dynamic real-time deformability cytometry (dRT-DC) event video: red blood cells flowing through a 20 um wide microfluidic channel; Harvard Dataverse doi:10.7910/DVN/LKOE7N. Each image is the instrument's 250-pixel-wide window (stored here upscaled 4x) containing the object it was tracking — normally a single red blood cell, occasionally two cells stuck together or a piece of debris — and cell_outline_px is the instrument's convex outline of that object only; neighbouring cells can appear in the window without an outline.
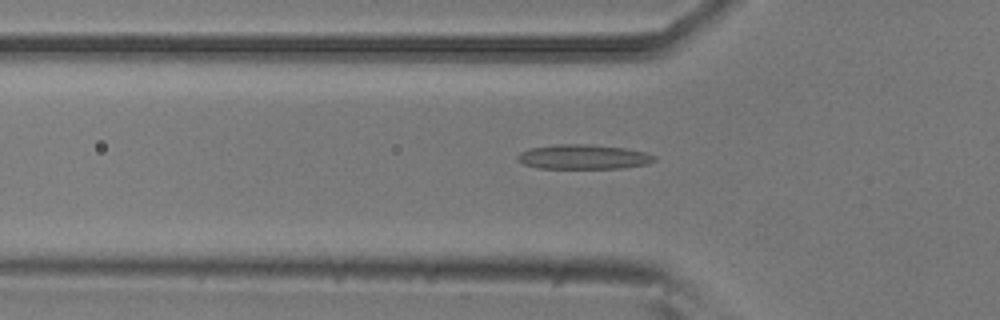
{"species": "common noctule bat (a hibernating species)", "species_latin": "Nyctalus noctula", "temperature_condition": "room temperature", "stored_images_in_passage": 43, "camera_frame_rate_fps": 3000, "um_per_image_px": 0.085, "animal": {"sex": "male", "body_mass_g": 20.5, "forearm_length_mm": 52.5}, "frame": {"image": 1, "passage_image": 7, "time_ms": 2.0, "image_size_px": [1000, 320], "cell_outline_px": [[656, 160], [648, 164], [624, 168], [540, 168], [524, 164], [516, 160], [516, 156], [520, 152], [528, 148], [556, 144], [592, 144], [624, 148], [644, 152], [656, 156]], "centroid_in_image_um": [49.57, 13.33], "position_along_channel_um": 76.2, "area_um2": 19.77}}
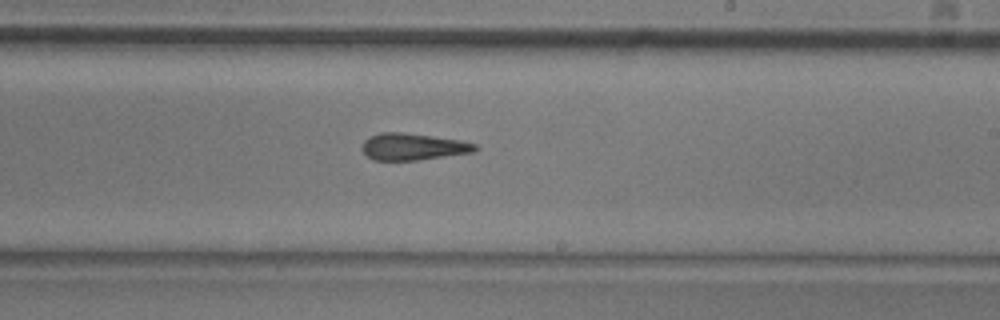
{"frame": {"image": 2, "passage_image": 21, "time_ms": 6.667, "image_size_px": [1000, 320], "cell_outline_px": [[480, 148], [472, 152], [416, 160], [372, 160], [360, 148], [364, 140], [368, 136], [380, 132], [404, 132], [460, 140], [476, 144]], "centroid_in_image_um": [35.06, 12.46], "position_along_channel_um": 253.9, "area_um2": 17.69}}
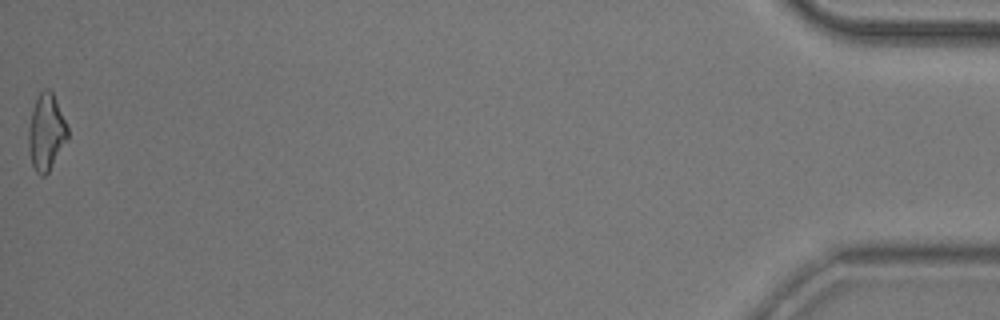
{"frame": {"image": 3, "passage_image": 43, "time_ms": 14.0, "image_size_px": [1000, 320], "cell_outline_px": [[68, 136], [48, 172], [44, 176], [40, 176], [36, 172], [32, 164], [28, 148], [28, 128], [32, 108], [40, 92], [44, 88], [48, 88], [52, 92], [56, 100], [68, 128]], "centroid_in_image_um": [3.9, 11.22], "position_along_channel_um": 431.3, "area_um2": 17.17}, "authors_computed_cell_mechanics": {"area_um2": 17.918, "velocity_mm_per_s": 3.7796, "shape_relaxation_time_tau1_ms": null, "shape_relaxation_time_tau2_ms": 2.5331, "deformation_change_tau1": null, "deformation_change_tau2": 0.1212}}